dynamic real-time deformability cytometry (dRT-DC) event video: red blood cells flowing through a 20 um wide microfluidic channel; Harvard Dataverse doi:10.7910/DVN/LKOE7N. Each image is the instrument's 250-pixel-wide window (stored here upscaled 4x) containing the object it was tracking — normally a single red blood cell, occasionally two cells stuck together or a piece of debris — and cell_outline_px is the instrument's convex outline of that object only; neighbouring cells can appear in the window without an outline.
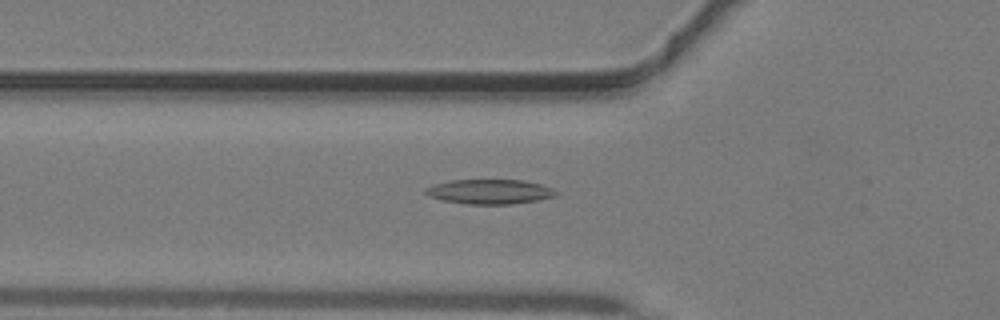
{"species": "common noctule bat (a hibernating species)", "species_latin": "Nyctalus noctula", "temperature_condition": "warm", "stored_images_in_passage": 31, "camera_frame_rate_fps": 3000, "um_per_image_px": 0.085, "animal": {"sex": "male", "body_mass_g": 19.2, "forearm_length_mm": 51.8}, "frame": {"image": 1, "passage_image": 3, "time_ms": 0.667, "image_size_px": [1000, 320], "cell_outline_px": [[560, 192], [556, 196], [540, 200], [512, 204], [468, 204], [444, 200], [428, 196], [424, 192], [424, 188], [432, 184], [448, 180], [524, 180], [540, 184], [552, 188]], "centroid_in_image_um": [41.63, 16.29], "position_along_channel_um": 84.2, "area_um2": 18.96}}
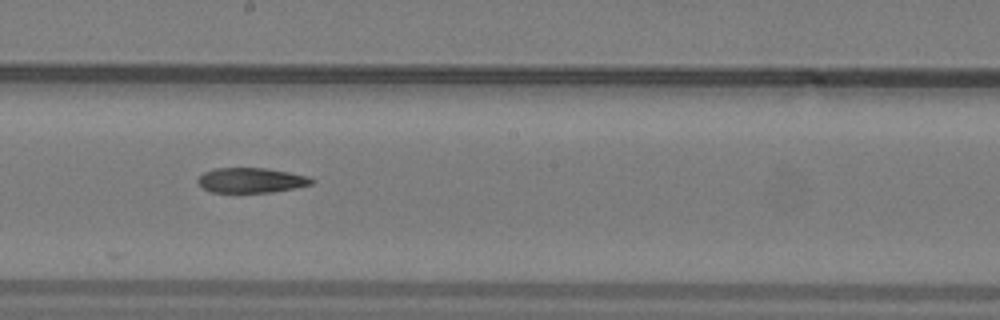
{"frame": {"image": 2, "passage_image": 12, "time_ms": 3.667, "image_size_px": [1000, 320], "cell_outline_px": [[316, 180], [312, 184], [272, 192], [212, 192], [204, 188], [196, 180], [204, 172], [216, 168], [268, 168], [308, 176]], "centroid_in_image_um": [21.36, 15.31], "position_along_channel_um": 226.8, "area_um2": 16.42}}
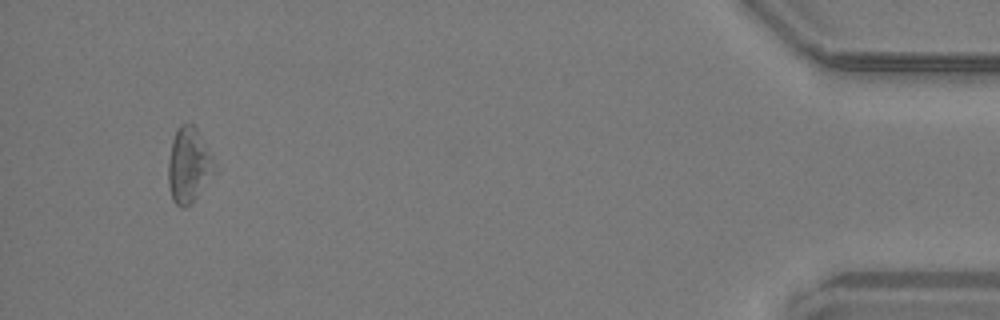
{"frame": {"image": 3, "passage_image": 29, "time_ms": 9.333, "image_size_px": [1000, 320], "cell_outline_px": [[216, 172], [196, 196], [184, 208], [180, 208], [172, 200], [168, 184], [168, 160], [172, 140], [176, 128], [180, 124], [192, 124], [196, 128], [216, 164]], "centroid_in_image_um": [16.02, 14.04], "position_along_channel_um": 419.2, "area_um2": 20.11}}